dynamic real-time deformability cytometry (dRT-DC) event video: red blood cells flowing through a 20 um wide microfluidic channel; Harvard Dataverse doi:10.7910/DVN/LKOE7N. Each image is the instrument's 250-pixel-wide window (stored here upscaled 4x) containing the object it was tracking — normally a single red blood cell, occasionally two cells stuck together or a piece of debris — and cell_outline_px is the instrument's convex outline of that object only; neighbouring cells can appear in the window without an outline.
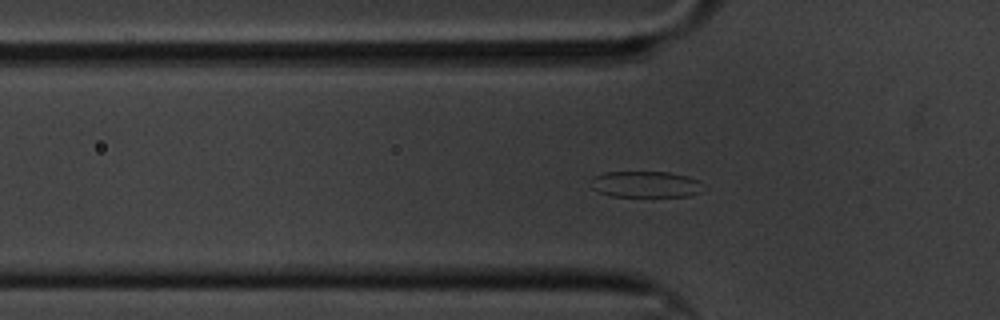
{"species": "common noctule bat (a hibernating species)", "species_latin": "Nyctalus noctula", "temperature_condition": "cold", "stored_images_in_passage": 43, "camera_frame_rate_fps": 3000, "um_per_image_px": 0.085, "animal": {"sex": "male", "body_mass_g": 20.1, "forearm_length_mm": 53.5}, "frame": {"image": 1, "passage_image": 2, "time_ms": 0.333, "image_size_px": [1000, 320], "cell_outline_px": [[708, 188], [700, 192], [688, 196], [612, 196], [600, 192], [592, 188], [588, 180], [592, 176], [604, 172], [668, 172], [688, 176], [700, 180]], "centroid_in_image_um": [54.91, 15.66], "position_along_channel_um": 70.9, "area_um2": 17.57}}
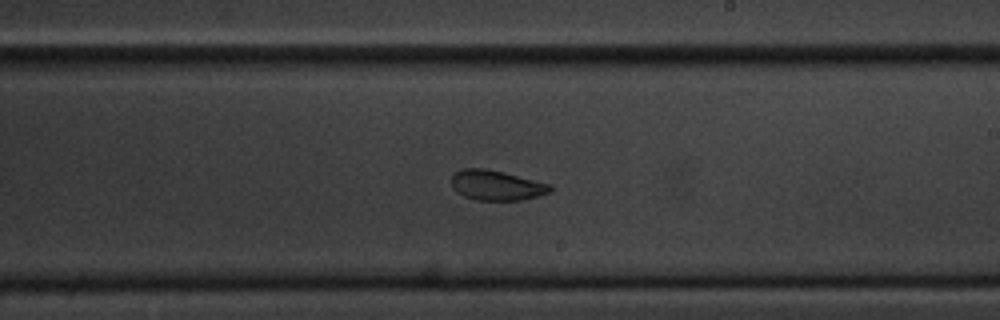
{"frame": {"image": 2, "passage_image": 18, "time_ms": 5.667, "image_size_px": [1000, 320], "cell_outline_px": [[556, 188], [552, 192], [520, 200], [476, 200], [464, 196], [456, 192], [452, 188], [452, 176], [460, 168], [484, 168], [552, 184]], "centroid_in_image_um": [42.22, 15.75], "position_along_channel_um": 246.8, "area_um2": 17.34}}
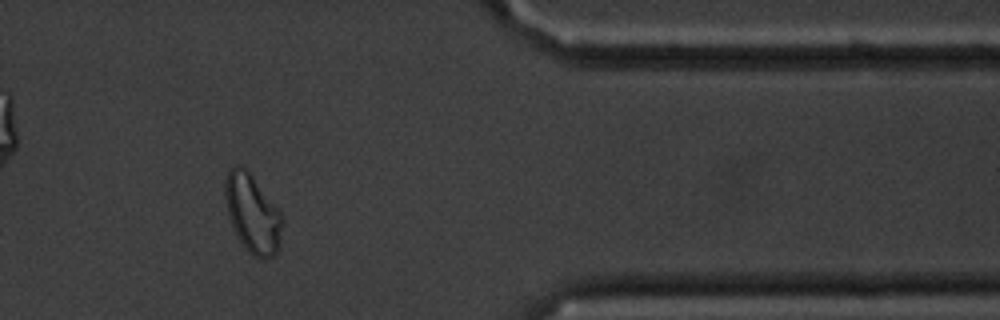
{"frame": {"image": 3, "passage_image": 33, "time_ms": 10.667, "image_size_px": [1000, 320], "cell_outline_px": [[284, 220], [280, 244], [276, 252], [272, 256], [260, 260], [252, 256], [248, 252], [240, 240], [228, 216], [224, 192], [224, 180], [228, 168], [236, 164], [240, 164], [252, 176], [280, 212]], "centroid_in_image_um": [21.45, 18.15], "position_along_channel_um": 389.9, "area_um2": 26.13}, "authors_computed_cell_mechanics": {"area_um2": 18.207, "velocity_mm_per_s": 3.2882, "shape_relaxation_time_tau1_ms": 3.3227, "shape_relaxation_time_tau2_ms": 1.7556, "deformation_change_tau1": 0.1076, "deformation_change_tau2": 0.0609}}